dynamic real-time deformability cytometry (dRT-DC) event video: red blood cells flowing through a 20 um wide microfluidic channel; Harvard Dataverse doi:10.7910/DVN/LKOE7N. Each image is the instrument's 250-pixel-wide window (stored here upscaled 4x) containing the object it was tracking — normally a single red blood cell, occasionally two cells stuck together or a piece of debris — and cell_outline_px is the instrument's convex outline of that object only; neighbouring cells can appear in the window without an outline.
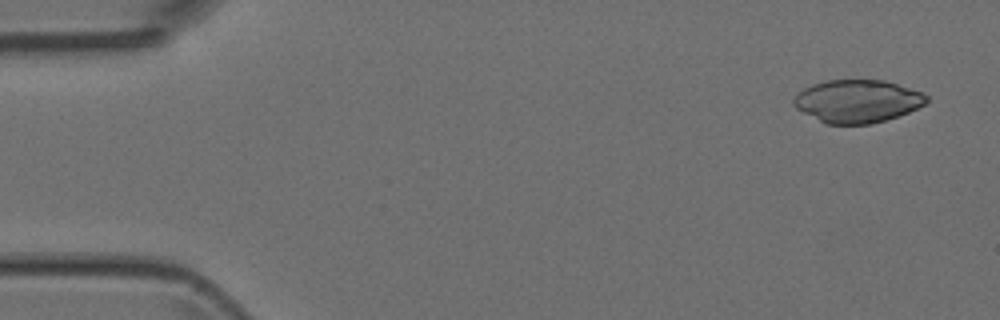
{"species": "Egyptian fruit bat (a non-hibernating species)", "species_latin": "Rousettus aegyptiacus", "temperature_condition": "room temperature", "stored_images_in_passage": 4, "camera_frame_rate_fps": 3000, "um_per_image_px": 0.085, "animal": {"sex": "female"}, "frame": {"image": 1, "passage_image": 1, "time_ms": 0.0, "image_size_px": [1000, 320], "cell_outline_px": [[928, 100], [924, 104], [908, 112], [872, 124], [828, 124], [796, 108], [792, 104], [792, 100], [796, 92], [812, 84], [828, 80], [884, 80], [924, 92], [928, 96]], "centroid_in_image_um": [72.87, 8.58], "position_along_channel_um": 12.1, "area_um2": 33.06}}